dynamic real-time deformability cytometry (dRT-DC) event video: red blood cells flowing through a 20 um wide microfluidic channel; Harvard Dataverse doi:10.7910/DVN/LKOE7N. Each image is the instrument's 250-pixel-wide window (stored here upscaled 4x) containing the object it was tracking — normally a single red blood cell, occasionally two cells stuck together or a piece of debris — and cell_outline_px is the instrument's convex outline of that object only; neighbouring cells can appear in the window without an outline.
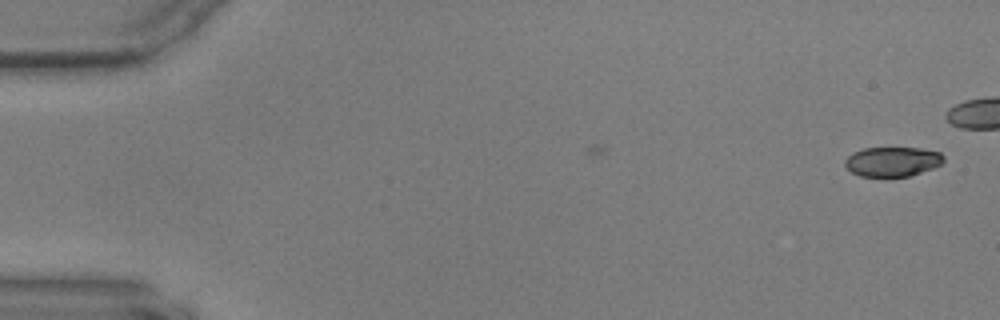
{"species": "common noctule bat (a hibernating species)", "species_latin": "Nyctalus noctula", "temperature_condition": "warm", "stored_images_in_passage": 5, "camera_frame_rate_fps": 3000, "um_per_image_px": 0.085, "animal": {"sex": "male", "body_mass_g": 17.9, "forearm_length_mm": 54.2}, "frame": {"image": 1, "passage_image": 1, "time_ms": 0.0, "image_size_px": [1000, 320], "cell_outline_px": [[944, 160], [940, 164], [932, 168], [908, 176], [860, 176], [852, 172], [844, 164], [844, 160], [852, 152], [864, 148], [920, 148], [940, 152], [944, 156]], "centroid_in_image_um": [75.84, 13.72], "position_along_channel_um": 9.2, "area_um2": 16.88}}